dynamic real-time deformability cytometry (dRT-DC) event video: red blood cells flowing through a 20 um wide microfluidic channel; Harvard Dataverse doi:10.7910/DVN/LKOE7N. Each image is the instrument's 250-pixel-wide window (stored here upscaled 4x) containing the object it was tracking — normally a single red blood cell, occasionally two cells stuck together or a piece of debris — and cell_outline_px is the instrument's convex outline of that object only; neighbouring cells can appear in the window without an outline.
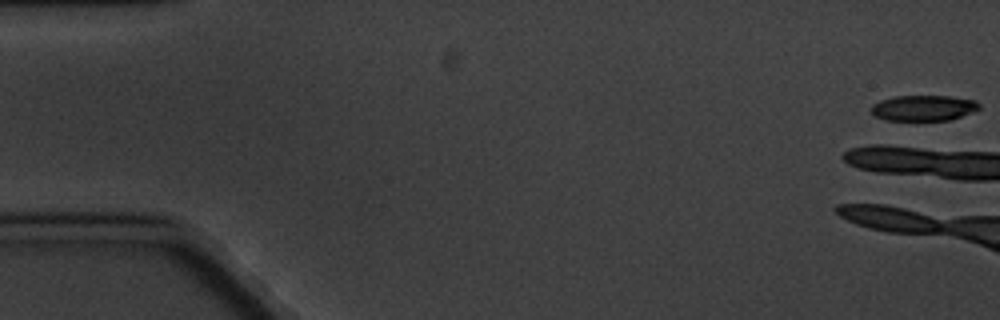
{"species": "common noctule bat (a hibernating species)", "species_latin": "Nyctalus noctula", "temperature_condition": "cold", "stored_images_in_passage": 4, "camera_frame_rate_fps": 3000, "um_per_image_px": 0.085, "animal": {"sex": "male", "body_mass_g": 20.1, "forearm_length_mm": 53.5}, "frame": {"image": 1, "passage_image": 1, "time_ms": 0.0, "image_size_px": [1000, 320], "cell_outline_px": [[980, 108], [972, 112], [948, 120], [888, 120], [876, 116], [872, 112], [872, 104], [880, 100], [892, 96], [948, 96], [976, 100], [980, 104]], "centroid_in_image_um": [78.5, 9.16], "position_along_channel_um": 6.5, "area_um2": 16.01}}